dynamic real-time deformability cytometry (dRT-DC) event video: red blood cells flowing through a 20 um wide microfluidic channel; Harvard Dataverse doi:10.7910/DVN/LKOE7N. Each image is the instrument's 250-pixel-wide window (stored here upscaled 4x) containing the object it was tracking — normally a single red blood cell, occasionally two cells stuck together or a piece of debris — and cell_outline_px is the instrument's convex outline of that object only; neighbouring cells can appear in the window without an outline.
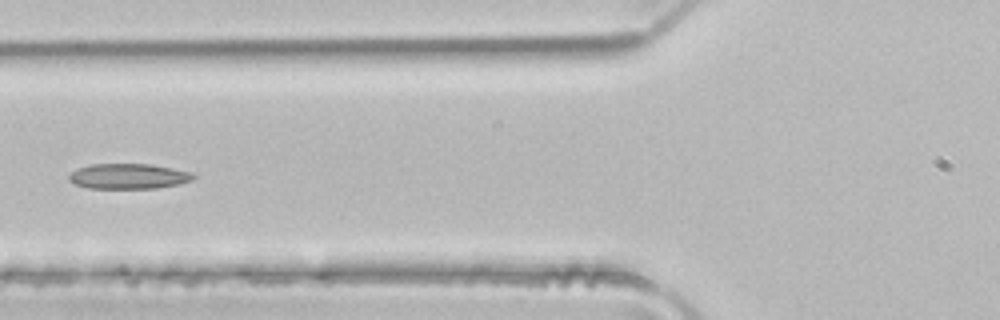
{"species": "common noctule bat (a hibernating species)", "species_latin": "Nyctalus noctula", "temperature_condition": "room temperature", "stored_images_in_passage": 5, "camera_frame_rate_fps": 3000, "um_per_image_px": 0.085, "animal": {"sex": "male", "body_mass_g": 21.5, "forearm_length_mm": 52.0}, "frame": {"image": 1, "passage_image": 5, "time_ms": 1.333, "image_size_px": [1000, 320], "cell_outline_px": [[196, 176], [192, 180], [176, 184], [156, 188], [88, 188], [76, 184], [68, 180], [68, 176], [76, 168], [92, 164], [152, 164], [192, 172]], "centroid_in_image_um": [10.91, 14.97], "position_along_channel_um": 114.9, "area_um2": 18.26}}